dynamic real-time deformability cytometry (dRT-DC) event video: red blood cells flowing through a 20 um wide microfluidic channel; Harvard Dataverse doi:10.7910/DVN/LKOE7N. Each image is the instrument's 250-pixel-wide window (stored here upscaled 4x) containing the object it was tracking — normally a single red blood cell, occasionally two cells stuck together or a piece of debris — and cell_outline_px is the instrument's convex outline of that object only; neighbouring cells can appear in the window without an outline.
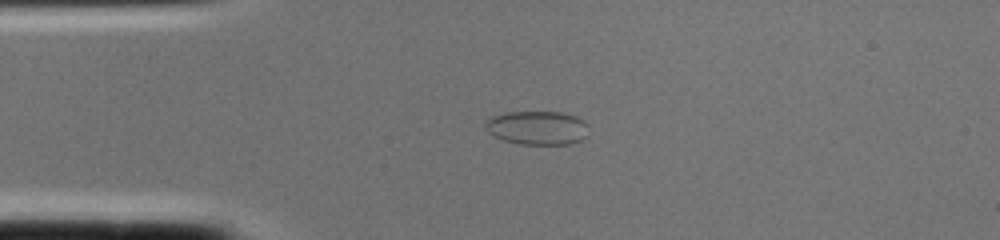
{"species": "common noctule bat (a hibernating species)", "species_latin": "Nyctalus noctula", "temperature_condition": "cold", "stored_images_in_passage": 1, "camera_frame_rate_fps": 3000, "um_per_image_px": 0.085, "animal": {"sex": "female", "body_mass_g": 22.0, "forearm_length_mm": 56.7}, "frame": {"image": 1, "passage_image": 1, "time_ms": 0.0, "image_size_px": [1000, 240], "cell_outline_px": [[588, 136], [572, 144], [520, 144], [504, 140], [492, 136], [488, 132], [484, 124], [492, 116], [508, 112], [560, 112], [576, 116], [584, 120], [588, 124]], "centroid_in_image_um": [45.7, 10.87], "position_along_channel_um": 39.3, "area_um2": 20.52}}